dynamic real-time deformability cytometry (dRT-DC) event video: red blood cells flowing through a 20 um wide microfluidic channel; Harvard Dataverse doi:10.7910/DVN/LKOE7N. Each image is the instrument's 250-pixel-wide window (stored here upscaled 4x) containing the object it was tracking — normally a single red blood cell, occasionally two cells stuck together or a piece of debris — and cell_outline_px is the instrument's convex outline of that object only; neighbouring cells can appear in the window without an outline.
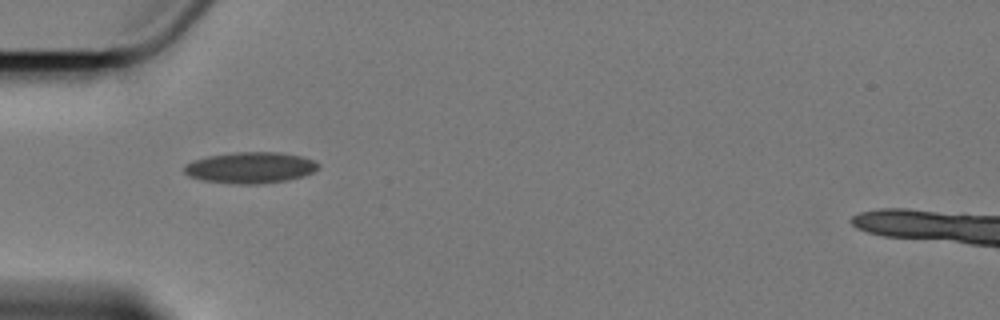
{"species": "Egyptian fruit bat (a non-hibernating species)", "species_latin": "Rousettus aegyptiacus", "temperature_condition": "cold", "stored_images_in_passage": 1, "camera_frame_rate_fps": 3000, "um_per_image_px": 0.085, "animal": {"sex": "female"}, "frame": {"image": 1, "passage_image": 1, "time_ms": 0.0, "image_size_px": [1000, 320], "cell_outline_px": [[320, 164], [312, 172], [300, 176], [284, 180], [256, 184], [244, 184], [204, 180], [188, 176], [184, 172], [184, 164], [192, 160], [208, 156], [236, 152], [280, 152], [300, 156], [312, 160]], "centroid_in_image_um": [21.22, 14.23], "position_along_channel_um": 63.8, "area_um2": 23.93}}